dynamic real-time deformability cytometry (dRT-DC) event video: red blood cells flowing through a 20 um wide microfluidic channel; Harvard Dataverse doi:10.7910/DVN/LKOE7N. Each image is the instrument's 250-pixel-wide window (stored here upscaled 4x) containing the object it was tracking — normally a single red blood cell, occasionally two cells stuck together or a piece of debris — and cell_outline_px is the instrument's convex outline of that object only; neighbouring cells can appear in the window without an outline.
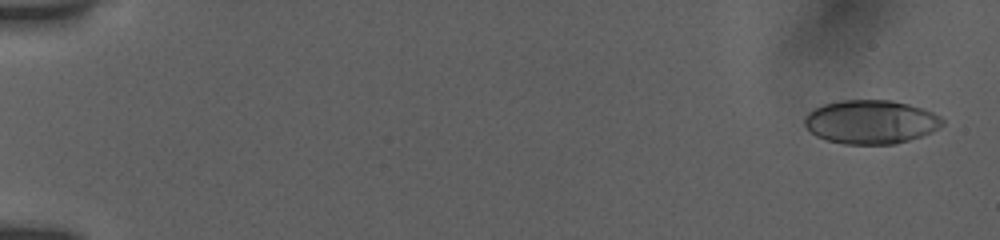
{"species": "human", "species_latin": "Homo sapiens", "temperature_condition": "room temperature", "stored_images_in_passage": 30, "camera_frame_rate_fps": 3000, "um_per_image_px": 0.085, "donor": {"sex": "female"}, "frame": {"image": 1, "passage_image": 1, "time_ms": 0.0, "image_size_px": [1000, 240], "cell_outline_px": [[944, 124], [940, 128], [932, 132], [896, 144], [844, 144], [824, 140], [816, 136], [804, 124], [804, 116], [808, 112], [824, 104], [840, 100], [892, 100], [924, 108], [940, 116], [944, 120]], "centroid_in_image_um": [74.03, 10.36], "position_along_channel_um": 11.0, "area_um2": 35.37}}
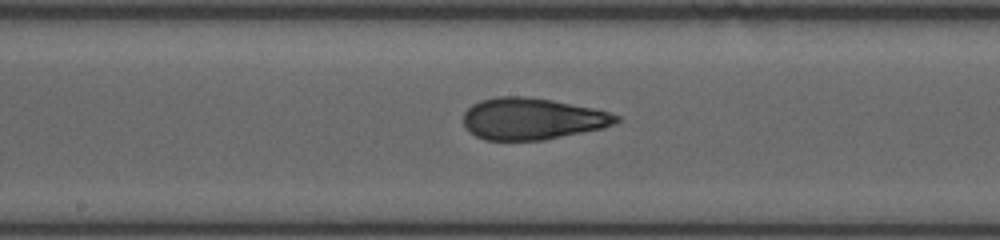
{"frame": {"image": 2, "passage_image": 16, "time_ms": 9.333, "image_size_px": [1000, 240], "cell_outline_px": [[620, 120], [616, 124], [604, 128], [544, 140], [484, 140], [468, 132], [464, 128], [464, 112], [472, 104], [480, 100], [496, 96], [524, 96], [552, 100], [592, 108], [608, 112], [620, 116]], "centroid_in_image_um": [45.22, 10.1], "position_along_channel_um": 203.0, "area_um2": 37.34}}
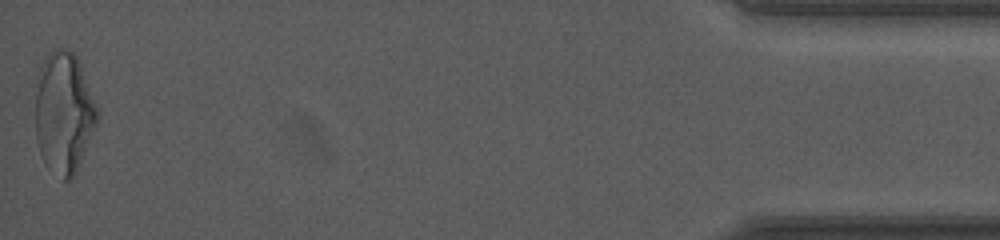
{"frame": {"image": 3, "passage_image": 30, "time_ms": 17.333, "image_size_px": [1000, 240], "cell_outline_px": [[100, 116], [76, 172], [68, 180], [64, 180], [44, 160], [40, 152], [36, 140], [36, 76], [48, 52], [56, 48], [60, 48], [72, 52], [76, 56], [80, 64], [100, 112]], "centroid_in_image_um": [5.44, 9.53], "position_along_channel_um": 429.8, "area_um2": 43.47}, "authors_computed_cell_mechanics": {"area_um2": 37.2521, "velocity_mm_per_s": 3.8762, "shape_relaxation_time_tau1_ms": 6.0732, "shape_relaxation_time_tau2_ms": 1.0781, "deformation_change_tau1": 0.1944, "deformation_change_tau2": 0.0796}}